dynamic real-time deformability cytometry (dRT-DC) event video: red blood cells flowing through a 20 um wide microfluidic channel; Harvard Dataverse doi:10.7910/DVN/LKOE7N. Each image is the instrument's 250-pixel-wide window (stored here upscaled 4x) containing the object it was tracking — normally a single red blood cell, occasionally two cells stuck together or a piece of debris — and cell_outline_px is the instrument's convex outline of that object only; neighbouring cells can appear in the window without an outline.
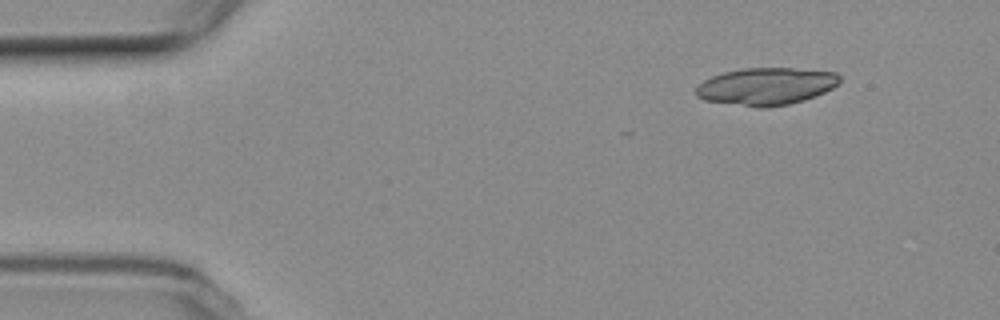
{"species": "common noctule bat (a hibernating species)", "species_latin": "Nyctalus noctula", "temperature_condition": "room temperature", "stored_images_in_passage": 11, "camera_frame_rate_fps": 3000, "um_per_image_px": 0.085, "animal": {"sex": "female", "body_mass_g": 19.3, "forearm_length_mm": 54.1}, "frame": {"image": 1, "passage_image": 1, "time_ms": 0.0, "image_size_px": [1000, 320], "cell_outline_px": [[840, 80], [832, 88], [824, 92], [804, 100], [788, 104], [768, 108], [756, 108], [704, 100], [696, 96], [696, 88], [704, 80], [712, 76], [724, 72], [744, 68], [792, 68], [836, 72], [840, 76]], "centroid_in_image_um": [65.11, 7.35], "position_along_channel_um": 19.9, "area_um2": 31.27}}